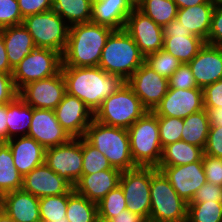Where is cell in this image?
Listing matches in <instances>:
<instances>
[{"label":"cell","mask_w":222,"mask_h":222,"mask_svg":"<svg viewBox=\"0 0 222 222\" xmlns=\"http://www.w3.org/2000/svg\"><path fill=\"white\" fill-rule=\"evenodd\" d=\"M62 55L52 49L35 48L13 69L12 77L16 89L53 77L61 71Z\"/></svg>","instance_id":"9c48e42d"},{"label":"cell","mask_w":222,"mask_h":222,"mask_svg":"<svg viewBox=\"0 0 222 222\" xmlns=\"http://www.w3.org/2000/svg\"><path fill=\"white\" fill-rule=\"evenodd\" d=\"M144 61L132 37L124 29L113 30L102 50L99 67L126 82Z\"/></svg>","instance_id":"3957f363"},{"label":"cell","mask_w":222,"mask_h":222,"mask_svg":"<svg viewBox=\"0 0 222 222\" xmlns=\"http://www.w3.org/2000/svg\"><path fill=\"white\" fill-rule=\"evenodd\" d=\"M0 33L5 43L9 64L13 69L36 48L32 36L23 24L0 29Z\"/></svg>","instance_id":"d4e9b609"},{"label":"cell","mask_w":222,"mask_h":222,"mask_svg":"<svg viewBox=\"0 0 222 222\" xmlns=\"http://www.w3.org/2000/svg\"><path fill=\"white\" fill-rule=\"evenodd\" d=\"M0 208L16 222H41L39 198L22 189L4 194Z\"/></svg>","instance_id":"7402d4cb"},{"label":"cell","mask_w":222,"mask_h":222,"mask_svg":"<svg viewBox=\"0 0 222 222\" xmlns=\"http://www.w3.org/2000/svg\"><path fill=\"white\" fill-rule=\"evenodd\" d=\"M216 3H222V0H215Z\"/></svg>","instance_id":"6125c7cd"},{"label":"cell","mask_w":222,"mask_h":222,"mask_svg":"<svg viewBox=\"0 0 222 222\" xmlns=\"http://www.w3.org/2000/svg\"><path fill=\"white\" fill-rule=\"evenodd\" d=\"M157 169L164 173L177 194L187 203L191 202L195 193L207 182L202 158L186 165L158 166Z\"/></svg>","instance_id":"2e32d148"},{"label":"cell","mask_w":222,"mask_h":222,"mask_svg":"<svg viewBox=\"0 0 222 222\" xmlns=\"http://www.w3.org/2000/svg\"><path fill=\"white\" fill-rule=\"evenodd\" d=\"M136 8L161 27L175 20L178 13L173 0H142Z\"/></svg>","instance_id":"836d02e7"},{"label":"cell","mask_w":222,"mask_h":222,"mask_svg":"<svg viewBox=\"0 0 222 222\" xmlns=\"http://www.w3.org/2000/svg\"><path fill=\"white\" fill-rule=\"evenodd\" d=\"M23 18L52 10V0H18Z\"/></svg>","instance_id":"c3c4849f"},{"label":"cell","mask_w":222,"mask_h":222,"mask_svg":"<svg viewBox=\"0 0 222 222\" xmlns=\"http://www.w3.org/2000/svg\"><path fill=\"white\" fill-rule=\"evenodd\" d=\"M124 30L132 37L144 56L163 48L162 27L137 8L126 19Z\"/></svg>","instance_id":"9a60e30c"},{"label":"cell","mask_w":222,"mask_h":222,"mask_svg":"<svg viewBox=\"0 0 222 222\" xmlns=\"http://www.w3.org/2000/svg\"><path fill=\"white\" fill-rule=\"evenodd\" d=\"M182 140L204 149L210 129V121L205 109L190 114L183 119Z\"/></svg>","instance_id":"1f68e13d"},{"label":"cell","mask_w":222,"mask_h":222,"mask_svg":"<svg viewBox=\"0 0 222 222\" xmlns=\"http://www.w3.org/2000/svg\"><path fill=\"white\" fill-rule=\"evenodd\" d=\"M222 202V186L206 182L195 193L190 203Z\"/></svg>","instance_id":"7dc6e473"},{"label":"cell","mask_w":222,"mask_h":222,"mask_svg":"<svg viewBox=\"0 0 222 222\" xmlns=\"http://www.w3.org/2000/svg\"><path fill=\"white\" fill-rule=\"evenodd\" d=\"M150 216L153 222H187L188 203L174 190L161 170L151 167Z\"/></svg>","instance_id":"8992f818"},{"label":"cell","mask_w":222,"mask_h":222,"mask_svg":"<svg viewBox=\"0 0 222 222\" xmlns=\"http://www.w3.org/2000/svg\"><path fill=\"white\" fill-rule=\"evenodd\" d=\"M14 138L9 139L6 143L12 151L14 165L22 176L45 163L46 149L35 139L29 136Z\"/></svg>","instance_id":"603a6c76"},{"label":"cell","mask_w":222,"mask_h":222,"mask_svg":"<svg viewBox=\"0 0 222 222\" xmlns=\"http://www.w3.org/2000/svg\"><path fill=\"white\" fill-rule=\"evenodd\" d=\"M126 199L120 185L109 191L106 196L97 203L98 218L109 221L121 211L127 209Z\"/></svg>","instance_id":"e575fe53"},{"label":"cell","mask_w":222,"mask_h":222,"mask_svg":"<svg viewBox=\"0 0 222 222\" xmlns=\"http://www.w3.org/2000/svg\"><path fill=\"white\" fill-rule=\"evenodd\" d=\"M197 87V83L188 64H181L168 79V88L170 89L185 90Z\"/></svg>","instance_id":"b9f144b4"},{"label":"cell","mask_w":222,"mask_h":222,"mask_svg":"<svg viewBox=\"0 0 222 222\" xmlns=\"http://www.w3.org/2000/svg\"><path fill=\"white\" fill-rule=\"evenodd\" d=\"M16 96L18 90L14 85L12 74L0 73V105L8 104Z\"/></svg>","instance_id":"681fc988"},{"label":"cell","mask_w":222,"mask_h":222,"mask_svg":"<svg viewBox=\"0 0 222 222\" xmlns=\"http://www.w3.org/2000/svg\"><path fill=\"white\" fill-rule=\"evenodd\" d=\"M33 108L16 96L7 104V141L19 136H27L32 122ZM22 133V134H21Z\"/></svg>","instance_id":"4316f807"},{"label":"cell","mask_w":222,"mask_h":222,"mask_svg":"<svg viewBox=\"0 0 222 222\" xmlns=\"http://www.w3.org/2000/svg\"><path fill=\"white\" fill-rule=\"evenodd\" d=\"M59 124L72 138H81L94 119V114L76 96L67 92L62 101L54 109Z\"/></svg>","instance_id":"e0dca14e"},{"label":"cell","mask_w":222,"mask_h":222,"mask_svg":"<svg viewBox=\"0 0 222 222\" xmlns=\"http://www.w3.org/2000/svg\"><path fill=\"white\" fill-rule=\"evenodd\" d=\"M119 185L123 190L127 209L148 221L151 208V167L122 171Z\"/></svg>","instance_id":"30bf717a"},{"label":"cell","mask_w":222,"mask_h":222,"mask_svg":"<svg viewBox=\"0 0 222 222\" xmlns=\"http://www.w3.org/2000/svg\"><path fill=\"white\" fill-rule=\"evenodd\" d=\"M66 93V83L60 71L53 77L31 82L18 91V96L32 108L54 110Z\"/></svg>","instance_id":"7c38bea8"},{"label":"cell","mask_w":222,"mask_h":222,"mask_svg":"<svg viewBox=\"0 0 222 222\" xmlns=\"http://www.w3.org/2000/svg\"><path fill=\"white\" fill-rule=\"evenodd\" d=\"M208 114L210 126L222 127V108L217 109H205Z\"/></svg>","instance_id":"11a10c76"},{"label":"cell","mask_w":222,"mask_h":222,"mask_svg":"<svg viewBox=\"0 0 222 222\" xmlns=\"http://www.w3.org/2000/svg\"><path fill=\"white\" fill-rule=\"evenodd\" d=\"M216 4H200L192 7L178 9L176 19L182 25L205 42L208 39L212 14Z\"/></svg>","instance_id":"484cf974"},{"label":"cell","mask_w":222,"mask_h":222,"mask_svg":"<svg viewBox=\"0 0 222 222\" xmlns=\"http://www.w3.org/2000/svg\"><path fill=\"white\" fill-rule=\"evenodd\" d=\"M68 194L39 198L40 220L58 221L66 219Z\"/></svg>","instance_id":"8d00e7d4"},{"label":"cell","mask_w":222,"mask_h":222,"mask_svg":"<svg viewBox=\"0 0 222 222\" xmlns=\"http://www.w3.org/2000/svg\"><path fill=\"white\" fill-rule=\"evenodd\" d=\"M144 63L159 75L169 79L181 62L163 48L145 56Z\"/></svg>","instance_id":"74e56055"},{"label":"cell","mask_w":222,"mask_h":222,"mask_svg":"<svg viewBox=\"0 0 222 222\" xmlns=\"http://www.w3.org/2000/svg\"><path fill=\"white\" fill-rule=\"evenodd\" d=\"M97 222H109V221H104L98 218Z\"/></svg>","instance_id":"94428289"},{"label":"cell","mask_w":222,"mask_h":222,"mask_svg":"<svg viewBox=\"0 0 222 222\" xmlns=\"http://www.w3.org/2000/svg\"><path fill=\"white\" fill-rule=\"evenodd\" d=\"M41 222H68L67 219L58 220V221H41Z\"/></svg>","instance_id":"91938a15"},{"label":"cell","mask_w":222,"mask_h":222,"mask_svg":"<svg viewBox=\"0 0 222 222\" xmlns=\"http://www.w3.org/2000/svg\"><path fill=\"white\" fill-rule=\"evenodd\" d=\"M178 9L192 7L200 4H216L215 0H173Z\"/></svg>","instance_id":"9f6ffc18"},{"label":"cell","mask_w":222,"mask_h":222,"mask_svg":"<svg viewBox=\"0 0 222 222\" xmlns=\"http://www.w3.org/2000/svg\"><path fill=\"white\" fill-rule=\"evenodd\" d=\"M160 143L162 148L182 140L184 122L182 118L158 117Z\"/></svg>","instance_id":"ab89813d"},{"label":"cell","mask_w":222,"mask_h":222,"mask_svg":"<svg viewBox=\"0 0 222 222\" xmlns=\"http://www.w3.org/2000/svg\"><path fill=\"white\" fill-rule=\"evenodd\" d=\"M163 37H172V34H187L188 36H196L193 35L191 31L186 29L181 22L177 19L172 20L169 24L162 27Z\"/></svg>","instance_id":"f907efd6"},{"label":"cell","mask_w":222,"mask_h":222,"mask_svg":"<svg viewBox=\"0 0 222 222\" xmlns=\"http://www.w3.org/2000/svg\"><path fill=\"white\" fill-rule=\"evenodd\" d=\"M82 175L113 168L107 157L82 137Z\"/></svg>","instance_id":"f35d334b"},{"label":"cell","mask_w":222,"mask_h":222,"mask_svg":"<svg viewBox=\"0 0 222 222\" xmlns=\"http://www.w3.org/2000/svg\"><path fill=\"white\" fill-rule=\"evenodd\" d=\"M202 162L206 181L222 186V158L203 155Z\"/></svg>","instance_id":"7bdbcfd3"},{"label":"cell","mask_w":222,"mask_h":222,"mask_svg":"<svg viewBox=\"0 0 222 222\" xmlns=\"http://www.w3.org/2000/svg\"><path fill=\"white\" fill-rule=\"evenodd\" d=\"M12 72L13 68L9 64L5 43L0 33V73L12 74Z\"/></svg>","instance_id":"f5cc1de1"},{"label":"cell","mask_w":222,"mask_h":222,"mask_svg":"<svg viewBox=\"0 0 222 222\" xmlns=\"http://www.w3.org/2000/svg\"><path fill=\"white\" fill-rule=\"evenodd\" d=\"M109 222H147V220L128 209L121 211L117 216L111 218Z\"/></svg>","instance_id":"816d5d0a"},{"label":"cell","mask_w":222,"mask_h":222,"mask_svg":"<svg viewBox=\"0 0 222 222\" xmlns=\"http://www.w3.org/2000/svg\"><path fill=\"white\" fill-rule=\"evenodd\" d=\"M92 2L93 0H52V10L59 14L70 26L78 23H88L91 22Z\"/></svg>","instance_id":"4dcf8cb0"},{"label":"cell","mask_w":222,"mask_h":222,"mask_svg":"<svg viewBox=\"0 0 222 222\" xmlns=\"http://www.w3.org/2000/svg\"><path fill=\"white\" fill-rule=\"evenodd\" d=\"M66 92L83 101L94 114L104 99L115 93L125 81L98 67H61Z\"/></svg>","instance_id":"6da1fadb"},{"label":"cell","mask_w":222,"mask_h":222,"mask_svg":"<svg viewBox=\"0 0 222 222\" xmlns=\"http://www.w3.org/2000/svg\"><path fill=\"white\" fill-rule=\"evenodd\" d=\"M135 8L130 0H93L91 22L121 30Z\"/></svg>","instance_id":"cb8c5ba5"},{"label":"cell","mask_w":222,"mask_h":222,"mask_svg":"<svg viewBox=\"0 0 222 222\" xmlns=\"http://www.w3.org/2000/svg\"><path fill=\"white\" fill-rule=\"evenodd\" d=\"M204 109L203 89H170L153 110L158 117L182 118Z\"/></svg>","instance_id":"5bb4252c"},{"label":"cell","mask_w":222,"mask_h":222,"mask_svg":"<svg viewBox=\"0 0 222 222\" xmlns=\"http://www.w3.org/2000/svg\"><path fill=\"white\" fill-rule=\"evenodd\" d=\"M141 104L153 111L166 95L168 79L159 75L145 63H143L126 81Z\"/></svg>","instance_id":"4fadbf2b"},{"label":"cell","mask_w":222,"mask_h":222,"mask_svg":"<svg viewBox=\"0 0 222 222\" xmlns=\"http://www.w3.org/2000/svg\"><path fill=\"white\" fill-rule=\"evenodd\" d=\"M203 155L222 158V127L210 126Z\"/></svg>","instance_id":"ee69618b"},{"label":"cell","mask_w":222,"mask_h":222,"mask_svg":"<svg viewBox=\"0 0 222 222\" xmlns=\"http://www.w3.org/2000/svg\"><path fill=\"white\" fill-rule=\"evenodd\" d=\"M147 111L125 82L115 93L103 100L94 113V119L105 125L128 129Z\"/></svg>","instance_id":"52a82bcc"},{"label":"cell","mask_w":222,"mask_h":222,"mask_svg":"<svg viewBox=\"0 0 222 222\" xmlns=\"http://www.w3.org/2000/svg\"><path fill=\"white\" fill-rule=\"evenodd\" d=\"M83 138L103 153L120 171L137 168L131 152L128 129L105 125L93 119Z\"/></svg>","instance_id":"277c9868"},{"label":"cell","mask_w":222,"mask_h":222,"mask_svg":"<svg viewBox=\"0 0 222 222\" xmlns=\"http://www.w3.org/2000/svg\"><path fill=\"white\" fill-rule=\"evenodd\" d=\"M0 222H16L3 209L0 208Z\"/></svg>","instance_id":"6f0895ef"},{"label":"cell","mask_w":222,"mask_h":222,"mask_svg":"<svg viewBox=\"0 0 222 222\" xmlns=\"http://www.w3.org/2000/svg\"><path fill=\"white\" fill-rule=\"evenodd\" d=\"M131 1V3L135 6V7H137V5L142 1V0H130Z\"/></svg>","instance_id":"680465c9"},{"label":"cell","mask_w":222,"mask_h":222,"mask_svg":"<svg viewBox=\"0 0 222 222\" xmlns=\"http://www.w3.org/2000/svg\"><path fill=\"white\" fill-rule=\"evenodd\" d=\"M45 164L74 186L82 176V137L72 138L65 144L47 148Z\"/></svg>","instance_id":"8fae6325"},{"label":"cell","mask_w":222,"mask_h":222,"mask_svg":"<svg viewBox=\"0 0 222 222\" xmlns=\"http://www.w3.org/2000/svg\"><path fill=\"white\" fill-rule=\"evenodd\" d=\"M66 219L68 222H97V204L76 193L73 189L68 193Z\"/></svg>","instance_id":"d6a6232c"},{"label":"cell","mask_w":222,"mask_h":222,"mask_svg":"<svg viewBox=\"0 0 222 222\" xmlns=\"http://www.w3.org/2000/svg\"><path fill=\"white\" fill-rule=\"evenodd\" d=\"M23 26L37 48H47L63 55L68 42L70 25L54 10L25 17Z\"/></svg>","instance_id":"ba28073f"},{"label":"cell","mask_w":222,"mask_h":222,"mask_svg":"<svg viewBox=\"0 0 222 222\" xmlns=\"http://www.w3.org/2000/svg\"><path fill=\"white\" fill-rule=\"evenodd\" d=\"M205 41L198 36L172 34L164 38L163 49L176 57L181 64H188L198 53Z\"/></svg>","instance_id":"f1b7e54d"},{"label":"cell","mask_w":222,"mask_h":222,"mask_svg":"<svg viewBox=\"0 0 222 222\" xmlns=\"http://www.w3.org/2000/svg\"><path fill=\"white\" fill-rule=\"evenodd\" d=\"M23 176L16 169L12 151L6 142L0 143V198L22 188Z\"/></svg>","instance_id":"f546056e"},{"label":"cell","mask_w":222,"mask_h":222,"mask_svg":"<svg viewBox=\"0 0 222 222\" xmlns=\"http://www.w3.org/2000/svg\"><path fill=\"white\" fill-rule=\"evenodd\" d=\"M7 142V104L0 105V143Z\"/></svg>","instance_id":"db71d44e"},{"label":"cell","mask_w":222,"mask_h":222,"mask_svg":"<svg viewBox=\"0 0 222 222\" xmlns=\"http://www.w3.org/2000/svg\"><path fill=\"white\" fill-rule=\"evenodd\" d=\"M18 0H0V29L22 24Z\"/></svg>","instance_id":"60d3db41"},{"label":"cell","mask_w":222,"mask_h":222,"mask_svg":"<svg viewBox=\"0 0 222 222\" xmlns=\"http://www.w3.org/2000/svg\"><path fill=\"white\" fill-rule=\"evenodd\" d=\"M122 171L117 168L82 175L73 189L94 203H99L106 194L119 185Z\"/></svg>","instance_id":"44dd1931"},{"label":"cell","mask_w":222,"mask_h":222,"mask_svg":"<svg viewBox=\"0 0 222 222\" xmlns=\"http://www.w3.org/2000/svg\"><path fill=\"white\" fill-rule=\"evenodd\" d=\"M130 152L137 167L157 168L162 156L158 116L147 111L128 128Z\"/></svg>","instance_id":"5b68a950"},{"label":"cell","mask_w":222,"mask_h":222,"mask_svg":"<svg viewBox=\"0 0 222 222\" xmlns=\"http://www.w3.org/2000/svg\"><path fill=\"white\" fill-rule=\"evenodd\" d=\"M45 149L67 143L72 137L59 124L54 110L33 108L32 122L28 132Z\"/></svg>","instance_id":"d6986e66"},{"label":"cell","mask_w":222,"mask_h":222,"mask_svg":"<svg viewBox=\"0 0 222 222\" xmlns=\"http://www.w3.org/2000/svg\"><path fill=\"white\" fill-rule=\"evenodd\" d=\"M112 28L92 22L70 26L61 67H98Z\"/></svg>","instance_id":"7a4b0ae2"},{"label":"cell","mask_w":222,"mask_h":222,"mask_svg":"<svg viewBox=\"0 0 222 222\" xmlns=\"http://www.w3.org/2000/svg\"><path fill=\"white\" fill-rule=\"evenodd\" d=\"M204 109L222 108V79L203 88Z\"/></svg>","instance_id":"f6af8a7d"},{"label":"cell","mask_w":222,"mask_h":222,"mask_svg":"<svg viewBox=\"0 0 222 222\" xmlns=\"http://www.w3.org/2000/svg\"><path fill=\"white\" fill-rule=\"evenodd\" d=\"M205 43L222 47V3H216L208 39Z\"/></svg>","instance_id":"bcb514c9"},{"label":"cell","mask_w":222,"mask_h":222,"mask_svg":"<svg viewBox=\"0 0 222 222\" xmlns=\"http://www.w3.org/2000/svg\"><path fill=\"white\" fill-rule=\"evenodd\" d=\"M21 189L42 198L68 194L73 186L43 163L23 176Z\"/></svg>","instance_id":"ac0fdd59"},{"label":"cell","mask_w":222,"mask_h":222,"mask_svg":"<svg viewBox=\"0 0 222 222\" xmlns=\"http://www.w3.org/2000/svg\"><path fill=\"white\" fill-rule=\"evenodd\" d=\"M187 222H222V202L188 203Z\"/></svg>","instance_id":"d590c367"},{"label":"cell","mask_w":222,"mask_h":222,"mask_svg":"<svg viewBox=\"0 0 222 222\" xmlns=\"http://www.w3.org/2000/svg\"><path fill=\"white\" fill-rule=\"evenodd\" d=\"M188 65L198 87L215 83L222 79V47L205 43Z\"/></svg>","instance_id":"ffe728a7"},{"label":"cell","mask_w":222,"mask_h":222,"mask_svg":"<svg viewBox=\"0 0 222 222\" xmlns=\"http://www.w3.org/2000/svg\"><path fill=\"white\" fill-rule=\"evenodd\" d=\"M203 154L204 151L201 147L179 140L162 148V156L158 166L190 164L199 161Z\"/></svg>","instance_id":"83f0119b"}]
</instances>
